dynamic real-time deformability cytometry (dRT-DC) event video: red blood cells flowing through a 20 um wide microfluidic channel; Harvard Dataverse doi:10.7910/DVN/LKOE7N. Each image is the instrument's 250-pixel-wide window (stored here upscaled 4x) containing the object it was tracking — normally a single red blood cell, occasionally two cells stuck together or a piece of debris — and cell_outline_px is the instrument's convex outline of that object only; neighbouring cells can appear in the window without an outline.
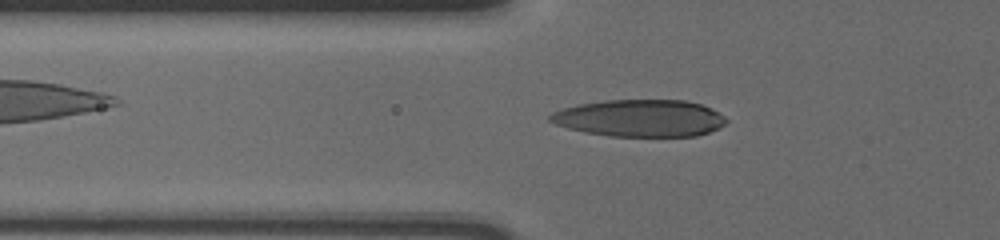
{"species": "human", "species_latin": "Homo sapiens", "temperature_condition": "cold", "stored_images_in_passage": 60, "camera_frame_rate_fps": 3000, "um_per_image_px": 0.085, "donor": {"sex": "male"}, "frame": {"image": 1, "passage_image": 24, "time_ms": 7.667, "image_size_px": [1000, 240], "cell_outline_px": [[728, 120], [724, 124], [708, 132], [696, 136], [608, 136], [584, 132], [568, 128], [556, 124], [548, 120], [548, 116], [552, 112], [564, 108], [580, 104], [608, 100], [684, 100], [700, 104], [724, 116]], "centroid_in_image_um": [54.35, 10.04], "position_along_channel_um": 71.4, "area_um2": 37.74}}
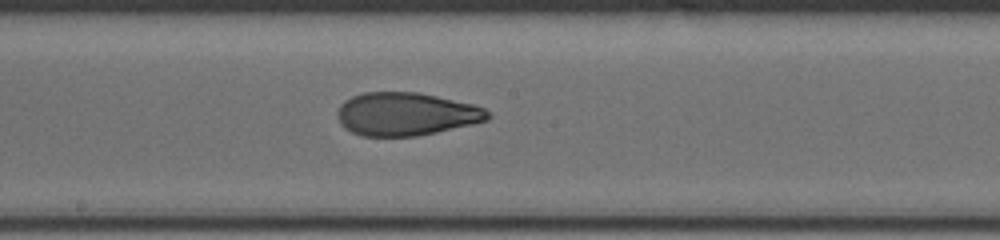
{"frame": {"image": 2, "passage_image": 36, "time_ms": 11.667, "image_size_px": [1000, 240], "cell_outline_px": [[492, 116], [488, 120], [472, 124], [436, 132], [416, 136], [360, 136], [344, 128], [340, 124], [336, 116], [336, 112], [340, 104], [344, 100], [352, 96], [364, 92], [416, 92], [436, 96], [472, 104], [484, 108]], "centroid_in_image_um": [34.46, 9.69], "position_along_channel_um": 213.7, "area_um2": 37.86}}
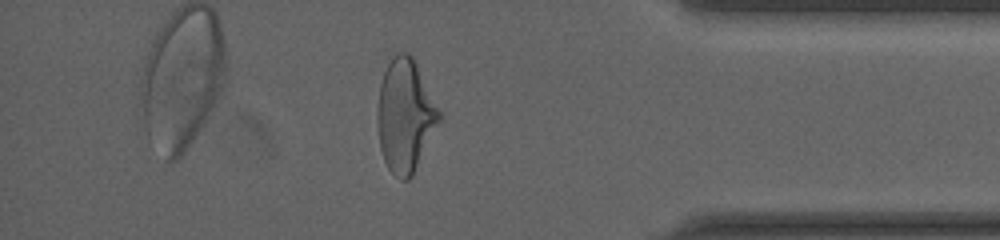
{"frame": {"image": 3, "passage_image": 53, "time_ms": 17.333, "image_size_px": [1000, 240], "cell_outline_px": [[440, 120], [412, 176], [408, 180], [400, 180], [388, 168], [384, 160], [380, 148], [376, 120], [376, 112], [380, 84], [384, 72], [392, 56], [396, 52], [408, 52], [412, 56], [440, 112]], "centroid_in_image_um": [34.4, 9.83], "position_along_channel_um": 400.8, "area_um2": 40.23}, "authors_computed_cell_mechanics": {"area_um2": 37.4833, "velocity_mm_per_s": 3.6427, "shape_relaxation_time_tau1_ms": 4.6396, "shape_relaxation_time_tau2_ms": 1.4392, "deformation_change_tau1": 0.183, "deformation_change_tau2": 0.0765}}